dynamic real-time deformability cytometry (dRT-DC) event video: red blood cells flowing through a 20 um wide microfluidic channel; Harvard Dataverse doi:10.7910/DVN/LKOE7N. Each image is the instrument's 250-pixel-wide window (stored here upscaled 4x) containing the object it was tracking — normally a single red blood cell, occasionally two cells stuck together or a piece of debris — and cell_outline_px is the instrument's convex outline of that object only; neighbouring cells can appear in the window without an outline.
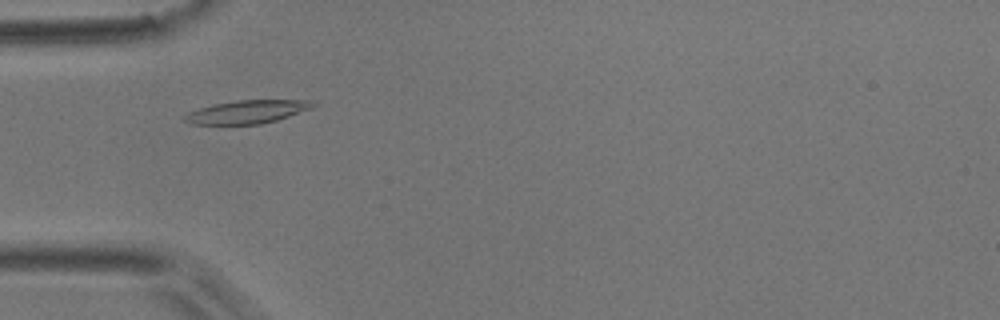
{"species": "common noctule bat (a hibernating species)", "species_latin": "Nyctalus noctula", "temperature_condition": "room temperature", "stored_images_in_passage": 38, "camera_frame_rate_fps": 3000, "um_per_image_px": 0.085, "animal": {"sex": "male", "body_mass_g": 17.9}, "frame": {"image": 1, "passage_image": 1, "time_ms": 0.0, "image_size_px": [1000, 320], "cell_outline_px": [[316, 104], [312, 108], [276, 120], [260, 124], [192, 124], [184, 120], [180, 116], [188, 112], [200, 108], [216, 104], [236, 100], [308, 100]], "centroid_in_image_um": [20.97, 9.51], "position_along_channel_um": 64.0, "area_um2": 17.17}}
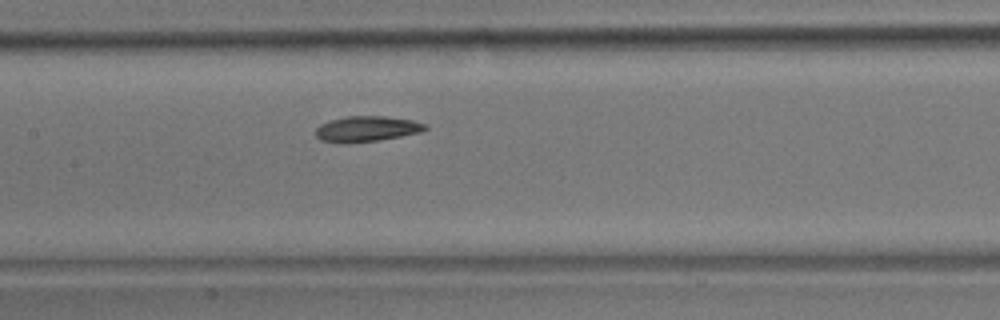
{"frame": {"image": 2, "passage_image": 10, "time_ms": 3.0, "image_size_px": [1000, 320], "cell_outline_px": [[428, 128], [420, 132], [400, 136], [376, 140], [348, 144], [340, 144], [320, 140], [316, 136], [316, 128], [320, 124], [332, 120], [348, 116], [384, 116], [412, 120], [428, 124]], "centroid_in_image_um": [31.15, 10.96], "position_along_channel_um": 176.2, "area_um2": 16.36}}
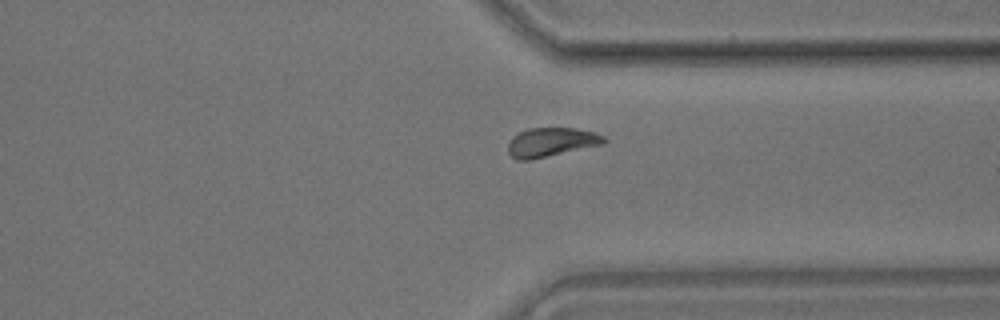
{"frame": {"image": 3, "passage_image": 25, "time_ms": 8.0, "image_size_px": [1000, 320], "cell_outline_px": [[608, 140], [604, 144], [528, 160], [516, 160], [508, 152], [508, 144], [512, 136], [528, 128], [572, 128], [596, 132], [604, 136]], "centroid_in_image_um": [46.86, 12.08], "position_along_channel_um": 364.5, "area_um2": 16.18}, "authors_computed_cell_mechanics": {"area_um2": 16.184, "velocity_mm_per_s": 3.7658, "shape_relaxation_time_tau1_ms": 4.3334, "shape_relaxation_time_tau2_ms": 2.6158, "deformation_change_tau1": 0.1202, "deformation_change_tau2": 0.0798}}